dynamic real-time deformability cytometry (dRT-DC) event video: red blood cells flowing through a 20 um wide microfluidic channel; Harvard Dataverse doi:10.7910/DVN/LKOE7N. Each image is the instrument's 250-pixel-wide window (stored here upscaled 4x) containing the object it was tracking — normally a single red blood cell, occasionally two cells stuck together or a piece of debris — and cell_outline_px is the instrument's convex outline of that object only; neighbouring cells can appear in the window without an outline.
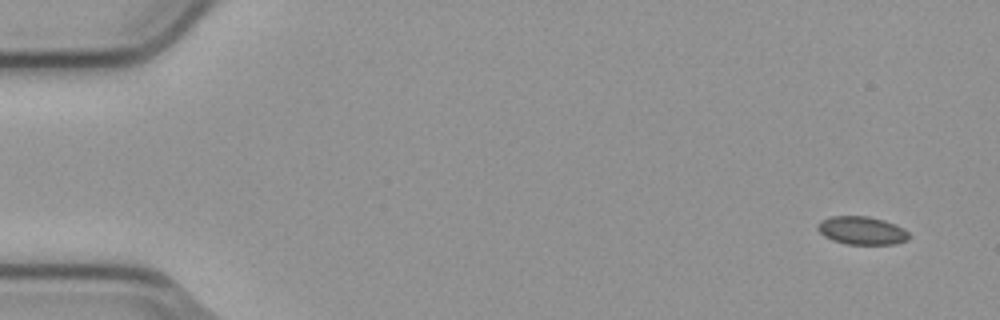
{"species": "common noctule bat (a hibernating species)", "species_latin": "Nyctalus noctula", "temperature_condition": "cold", "stored_images_in_passage": 5, "camera_frame_rate_fps": 3000, "um_per_image_px": 0.085, "animal": {"sex": "male", "body_mass_g": 23.1, "forearm_length_mm": 52.7}, "frame": {"image": 1, "passage_image": 1, "time_ms": 0.0, "image_size_px": [1000, 320], "cell_outline_px": [[908, 240], [896, 244], [848, 244], [832, 240], [824, 236], [816, 228], [820, 220], [832, 216], [868, 216], [884, 220], [896, 224], [904, 228], [908, 232]], "centroid_in_image_um": [73.26, 19.59], "position_along_channel_um": 11.7, "area_um2": 15.03}}
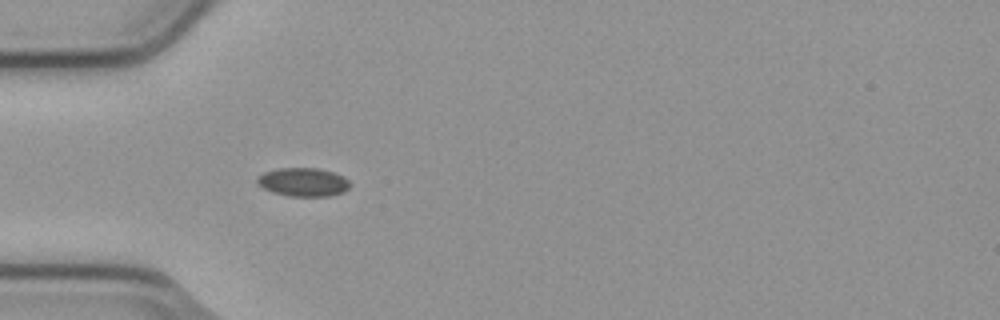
{"frame": {"image": 2, "passage_image": 5, "time_ms": 1.333, "image_size_px": [1000, 320], "cell_outline_px": [[352, 184], [344, 192], [328, 196], [288, 196], [272, 192], [256, 184], [256, 176], [264, 172], [276, 168], [316, 168], [332, 172], [344, 176]], "centroid_in_image_um": [25.75, 15.47], "position_along_channel_um": 59.3, "area_um2": 15.61}}